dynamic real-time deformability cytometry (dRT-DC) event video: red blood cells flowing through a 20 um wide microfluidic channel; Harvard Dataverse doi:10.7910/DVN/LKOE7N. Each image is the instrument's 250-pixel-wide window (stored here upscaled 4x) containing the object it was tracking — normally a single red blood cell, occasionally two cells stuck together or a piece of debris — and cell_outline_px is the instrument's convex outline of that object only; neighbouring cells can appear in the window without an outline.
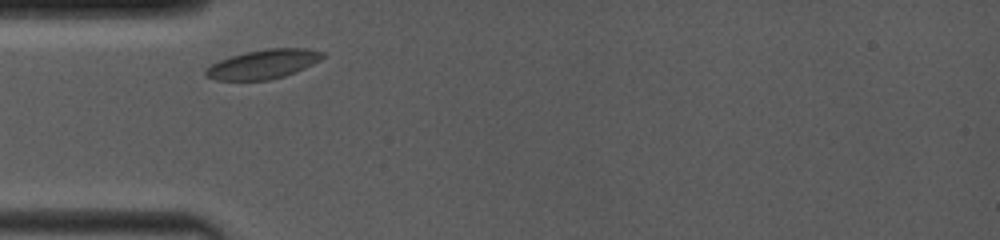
{"species": "common noctule bat (a hibernating species)", "species_latin": "Nyctalus noctula", "temperature_condition": "room temperature", "stored_images_in_passage": 72, "camera_frame_rate_fps": 4000, "um_per_image_px": 0.085, "animal": {"sex": "female", "body_mass_g": 19.0, "forearm_length_mm": 53.3}, "frame": {"image": 1, "passage_image": 5, "time_ms": 0.5, "image_size_px": [1000, 240], "cell_outline_px": [[328, 56], [304, 68], [284, 76], [268, 80], [216, 80], [208, 76], [204, 72], [204, 68], [220, 60], [232, 56], [264, 48], [304, 48], [324, 52]], "centroid_in_image_um": [22.4, 5.44], "position_along_channel_um": 62.6, "area_um2": 19.77}}
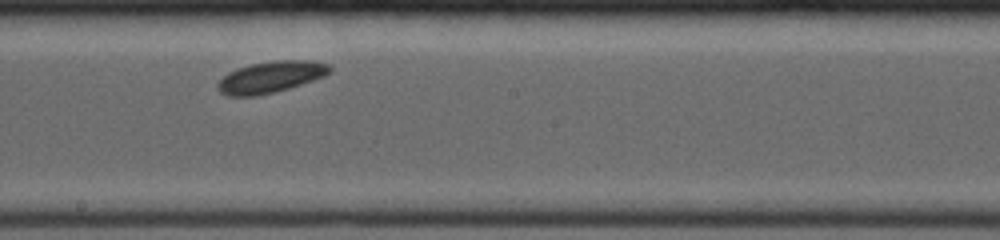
{"frame": {"image": 2, "passage_image": 39, "time_ms": 4.75, "image_size_px": [1000, 240], "cell_outline_px": [[332, 72], [324, 76], [288, 88], [272, 92], [252, 96], [228, 96], [220, 92], [216, 88], [216, 84], [228, 72], [252, 64], [272, 60], [308, 60], [328, 64], [332, 68]], "centroid_in_image_um": [23.0, 6.54], "position_along_channel_um": 225.2, "area_um2": 20.29}}
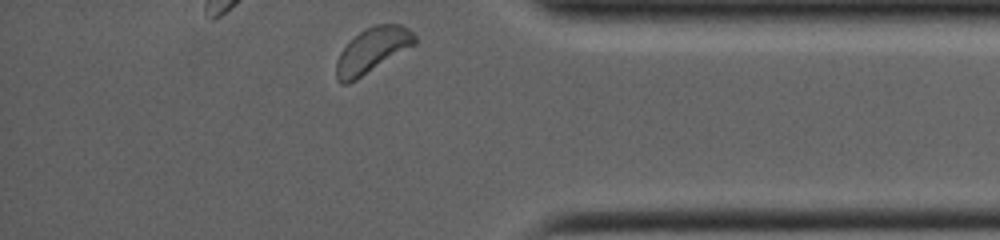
{"frame": {"image": 3, "passage_image": 71, "time_ms": 9.5, "image_size_px": [1000, 240], "cell_outline_px": [[416, 44], [356, 80], [348, 84], [340, 84], [336, 80], [336, 60], [340, 52], [364, 28], [376, 24], [400, 24], [408, 28], [416, 36]], "centroid_in_image_um": [31.64, 4.29], "position_along_channel_um": 403.6, "area_um2": 20.52}, "authors_computed_cell_mechanics": {"area_um2": 19.652, "velocity_mm_per_s": 3.8749, "shape_relaxation_time_tau1_ms": 0.9791, "shape_relaxation_time_tau2_ms": null, "deformation_change_tau1": 0.0442, "deformation_change_tau2": null}}